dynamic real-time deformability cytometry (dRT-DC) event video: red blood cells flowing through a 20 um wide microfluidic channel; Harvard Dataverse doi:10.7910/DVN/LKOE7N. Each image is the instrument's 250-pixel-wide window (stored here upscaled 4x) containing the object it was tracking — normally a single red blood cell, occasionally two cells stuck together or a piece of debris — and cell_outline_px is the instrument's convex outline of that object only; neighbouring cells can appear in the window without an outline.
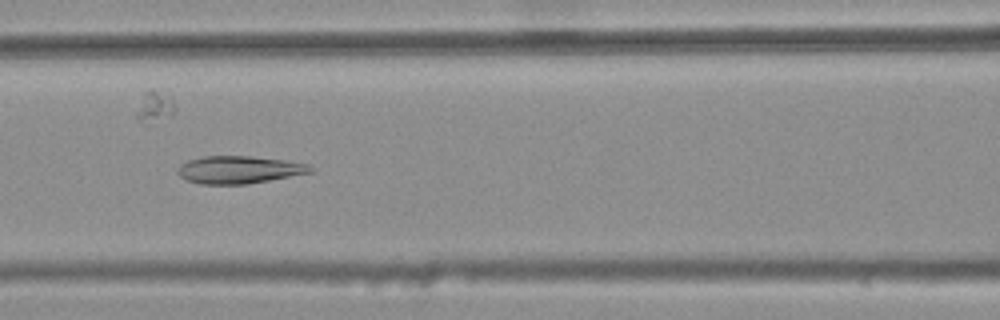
{"species": "common noctule bat (a hibernating species)", "species_latin": "Nyctalus noctula", "temperature_condition": "warm", "stored_images_in_passage": 46, "camera_frame_rate_fps": 3000, "um_per_image_px": 0.085, "animal": {"sex": "female", "body_mass_g": 25.1}, "frame": {"image": 1, "passage_image": 22, "time_ms": 7.0, "image_size_px": [1000, 320], "cell_outline_px": [[312, 172], [248, 184], [200, 184], [188, 180], [180, 176], [176, 172], [176, 168], [180, 164], [188, 160], [204, 156], [248, 156], [284, 160], [308, 164], [312, 168]], "centroid_in_image_um": [20.27, 14.42], "position_along_channel_um": 146.3, "area_um2": 21.21}}
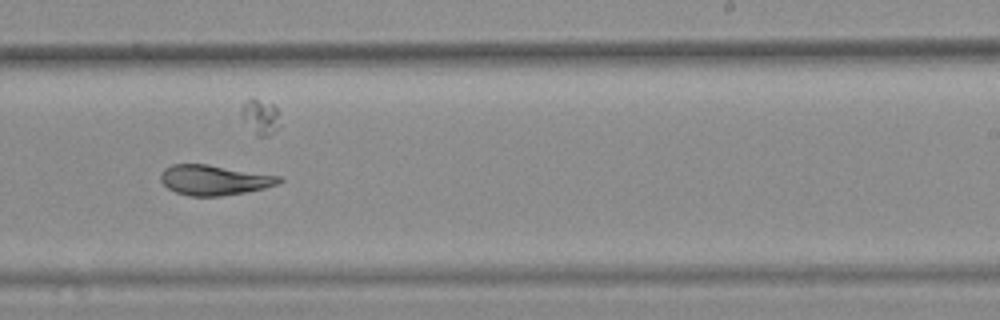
{"frame": {"image": 2, "passage_image": 32, "time_ms": 10.333, "image_size_px": [1000, 320], "cell_outline_px": [[284, 180], [276, 184], [264, 188], [244, 192], [220, 196], [188, 196], [176, 192], [168, 188], [160, 180], [160, 176], [164, 168], [172, 164], [208, 164], [280, 176]], "centroid_in_image_um": [18.18, 15.29], "position_along_channel_um": 270.8, "area_um2": 20.69}}
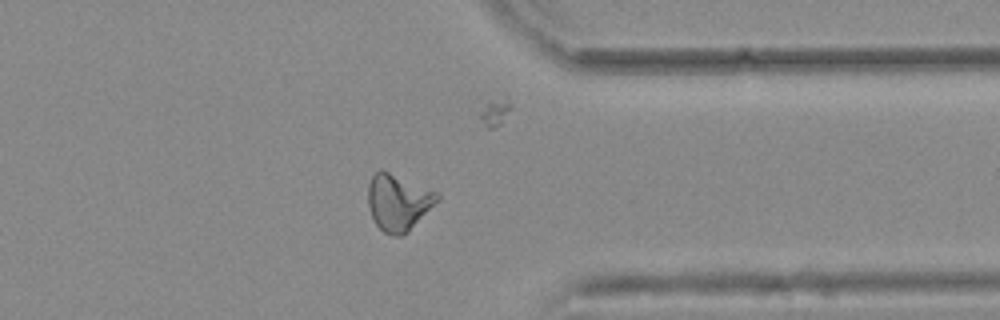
{"frame": {"image": 3, "passage_image": 41, "time_ms": 13.333, "image_size_px": [1000, 320], "cell_outline_px": [[440, 200], [408, 232], [400, 236], [396, 236], [384, 232], [376, 224], [372, 216], [368, 204], [368, 184], [372, 176], [376, 172], [388, 172], [440, 192]], "centroid_in_image_um": [33.89, 17.21], "position_along_channel_um": 377.5, "area_um2": 22.66}, "authors_computed_cell_mechanics": {"area_um2": 22.2241, "velocity_mm_per_s": 3.7489, "shape_relaxation_time_tau1_ms": null, "shape_relaxation_time_tau2_ms": 2.156, "deformation_change_tau1": null, "deformation_change_tau2": 0.0937}}